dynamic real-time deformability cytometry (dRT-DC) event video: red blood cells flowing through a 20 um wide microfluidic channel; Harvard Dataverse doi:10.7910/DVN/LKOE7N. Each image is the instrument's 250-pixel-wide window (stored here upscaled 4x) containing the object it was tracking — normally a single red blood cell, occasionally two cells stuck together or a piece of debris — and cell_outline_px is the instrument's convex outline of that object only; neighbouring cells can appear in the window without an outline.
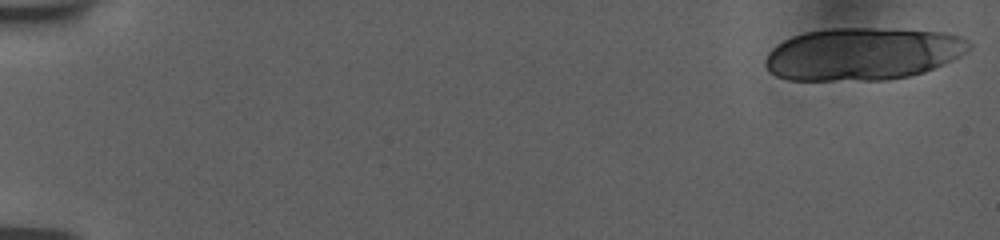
{"species": "human", "species_latin": "Homo sapiens", "temperature_condition": "room temperature", "stored_images_in_passage": 21, "camera_frame_rate_fps": 3000, "um_per_image_px": 0.085, "donor": {"sex": "female"}, "frame": {"image": 1, "passage_image": 1, "time_ms": 0.0, "image_size_px": [1000, 240], "cell_outline_px": [[972, 48], [968, 52], [952, 60], [924, 72], [908, 76], [888, 80], [788, 80], [776, 76], [768, 72], [764, 64], [764, 60], [768, 52], [772, 48], [784, 40], [792, 36], [804, 32], [828, 28], [872, 28], [944, 32], [960, 36], [968, 40], [972, 44]], "centroid_in_image_um": [73.31, 4.58], "position_along_channel_um": 11.7, "area_um2": 62.83}}